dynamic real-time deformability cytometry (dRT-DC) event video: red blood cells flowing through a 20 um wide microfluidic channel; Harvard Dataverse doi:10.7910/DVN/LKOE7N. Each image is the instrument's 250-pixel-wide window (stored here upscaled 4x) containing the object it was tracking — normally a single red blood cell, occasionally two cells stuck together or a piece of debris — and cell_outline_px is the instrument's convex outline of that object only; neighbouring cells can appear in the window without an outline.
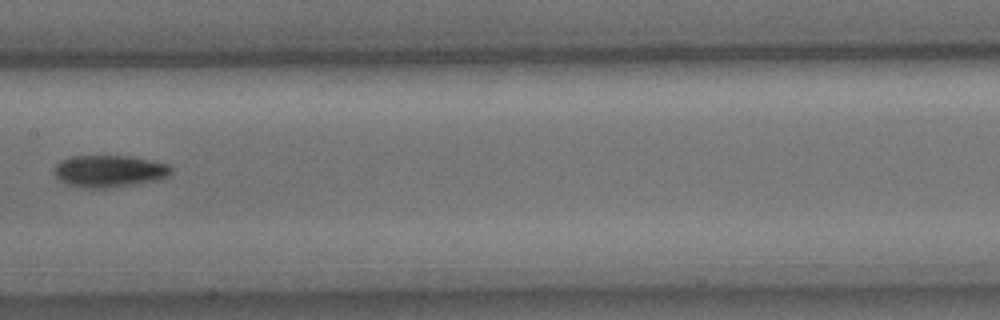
{"species": "common noctule bat (a hibernating species)", "species_latin": "Nyctalus noctula", "temperature_condition": "cold", "stored_images_in_passage": 8, "camera_frame_rate_fps": 3000, "um_per_image_px": 0.085, "animal": {"sex": "male", "body_mass_g": 15.6}, "frame": {"image": 1, "passage_image": 8, "time_ms": 2.333, "image_size_px": [1000, 320], "cell_outline_px": [[172, 172], [168, 176], [136, 184], [104, 188], [88, 188], [68, 184], [60, 180], [56, 176], [56, 164], [60, 160], [68, 156], [128, 156], [152, 160], [168, 164], [172, 168]], "centroid_in_image_um": [9.29, 14.53], "position_along_channel_um": 198.1, "area_um2": 21.56}}